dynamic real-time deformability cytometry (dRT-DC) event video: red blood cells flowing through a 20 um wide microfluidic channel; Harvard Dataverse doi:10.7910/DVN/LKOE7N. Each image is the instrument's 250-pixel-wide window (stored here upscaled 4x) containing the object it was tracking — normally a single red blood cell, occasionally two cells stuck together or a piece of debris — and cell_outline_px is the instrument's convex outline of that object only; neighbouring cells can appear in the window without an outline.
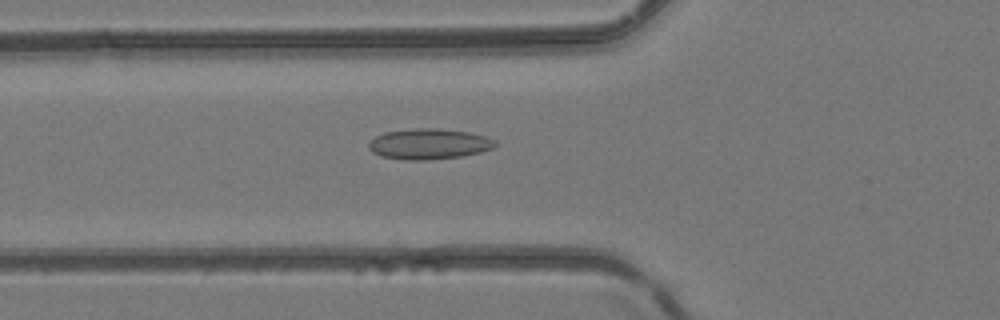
{"species": "common noctule bat (a hibernating species)", "species_latin": "Nyctalus noctula", "temperature_condition": "room temperature", "stored_images_in_passage": 48, "camera_frame_rate_fps": 3000, "um_per_image_px": 0.085, "animal": {"sex": "female", "body_mass_g": 24.6, "forearm_length_mm": 56.2}, "frame": {"image": 1, "passage_image": 18, "time_ms": 5.667, "image_size_px": [1000, 320], "cell_outline_px": [[496, 148], [480, 152], [460, 156], [424, 160], [404, 160], [380, 156], [372, 152], [368, 148], [368, 144], [376, 136], [384, 132], [416, 128], [440, 128], [468, 132], [484, 136], [496, 140]], "centroid_in_image_um": [36.46, 12.23], "position_along_channel_um": 89.3, "area_um2": 22.6}}
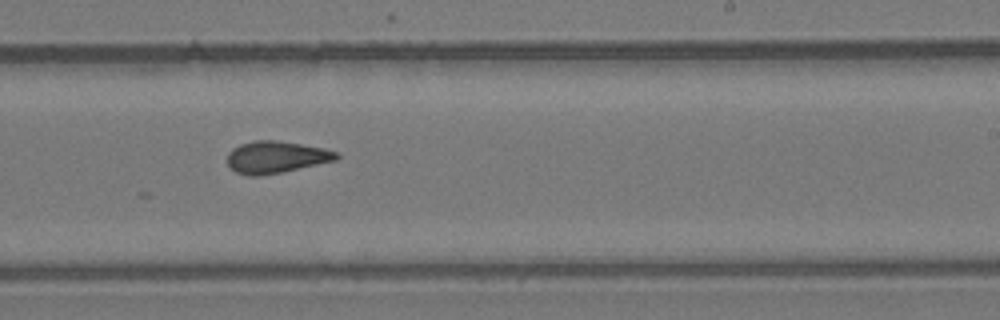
{"frame": {"image": 2, "passage_image": 30, "time_ms": 9.667, "image_size_px": [1000, 320], "cell_outline_px": [[340, 156], [336, 160], [280, 172], [260, 176], [248, 176], [236, 172], [228, 164], [228, 152], [232, 148], [240, 144], [256, 140], [276, 140], [324, 148], [340, 152]], "centroid_in_image_um": [23.46, 13.35], "position_along_channel_um": 265.5, "area_um2": 20.23}}
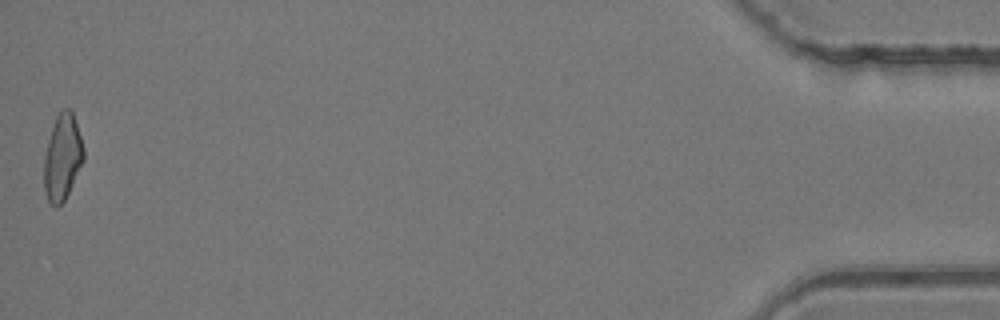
{"frame": {"image": 3, "passage_image": 48, "time_ms": 15.667, "image_size_px": [1000, 320], "cell_outline_px": [[84, 160], [64, 200], [56, 208], [48, 200], [44, 192], [44, 156], [48, 140], [56, 116], [64, 108], [68, 108], [72, 112], [84, 148]], "centroid_in_image_um": [5.3, 13.38], "position_along_channel_um": 429.9, "area_um2": 19.54}}